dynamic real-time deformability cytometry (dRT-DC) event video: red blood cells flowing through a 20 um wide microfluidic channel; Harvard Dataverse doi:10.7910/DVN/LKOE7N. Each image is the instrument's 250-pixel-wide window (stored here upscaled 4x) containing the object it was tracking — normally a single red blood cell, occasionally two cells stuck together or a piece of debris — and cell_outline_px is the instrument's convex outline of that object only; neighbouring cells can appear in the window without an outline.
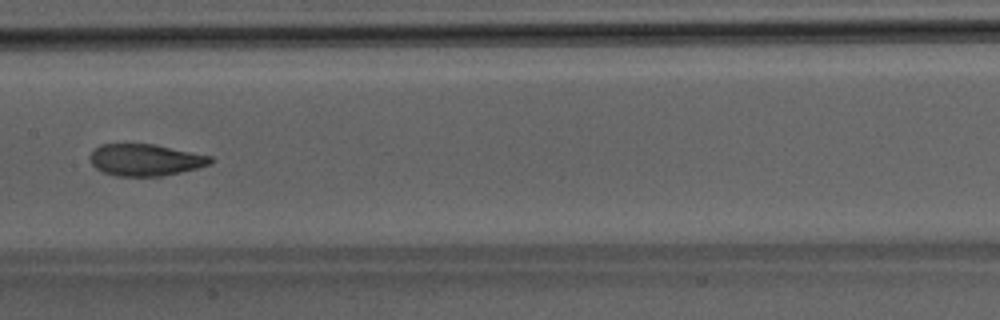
{"species": "Egyptian fruit bat (a non-hibernating species)", "species_latin": "Rousettus aegyptiacus", "temperature_condition": "room temperature", "stored_images_in_passage": 48, "camera_frame_rate_fps": 3000, "um_per_image_px": 0.085, "animal": {"sex": "male"}, "frame": {"image": 1, "passage_image": 25, "time_ms": 8.0, "image_size_px": [1000, 320], "cell_outline_px": [[212, 160], [208, 164], [196, 168], [180, 172], [160, 176], [116, 176], [104, 172], [96, 168], [92, 164], [88, 156], [100, 144], [156, 144], [212, 156]], "centroid_in_image_um": [12.33, 13.58], "position_along_channel_um": 195.1, "area_um2": 22.2}}
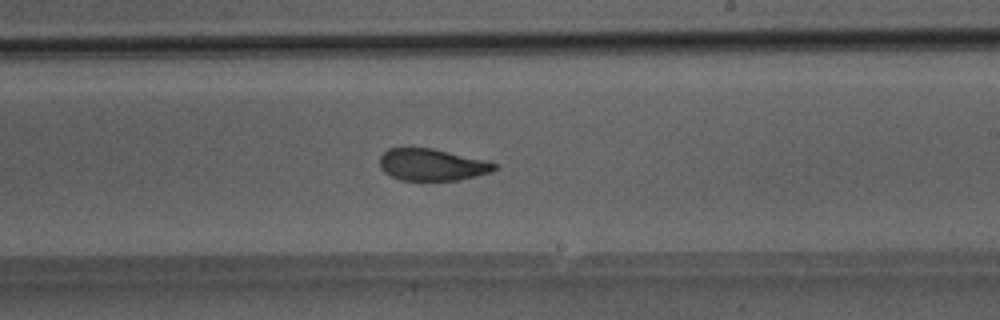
{"frame": {"image": 2, "passage_image": 29, "time_ms": 9.333, "image_size_px": [1000, 320], "cell_outline_px": [[500, 168], [492, 172], [460, 180], [400, 180], [384, 172], [380, 168], [380, 156], [388, 148], [432, 148], [484, 160], [496, 164]], "centroid_in_image_um": [36.73, 14.01], "position_along_channel_um": 252.3, "area_um2": 21.27}}
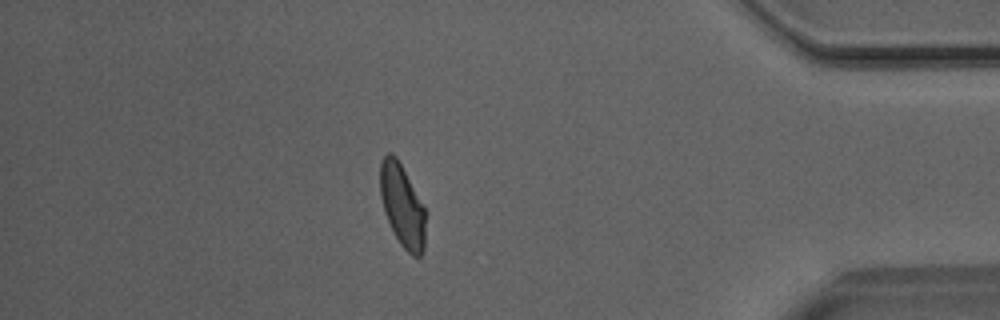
{"frame": {"image": 3, "passage_image": 42, "time_ms": 13.667, "image_size_px": [1000, 320], "cell_outline_px": [[428, 212], [424, 248], [420, 256], [412, 256], [400, 244], [384, 212], [380, 196], [380, 164], [384, 156], [388, 152], [392, 152], [396, 156]], "centroid_in_image_um": [34.23, 17.48], "position_along_channel_um": 401.0, "area_um2": 22.2}}